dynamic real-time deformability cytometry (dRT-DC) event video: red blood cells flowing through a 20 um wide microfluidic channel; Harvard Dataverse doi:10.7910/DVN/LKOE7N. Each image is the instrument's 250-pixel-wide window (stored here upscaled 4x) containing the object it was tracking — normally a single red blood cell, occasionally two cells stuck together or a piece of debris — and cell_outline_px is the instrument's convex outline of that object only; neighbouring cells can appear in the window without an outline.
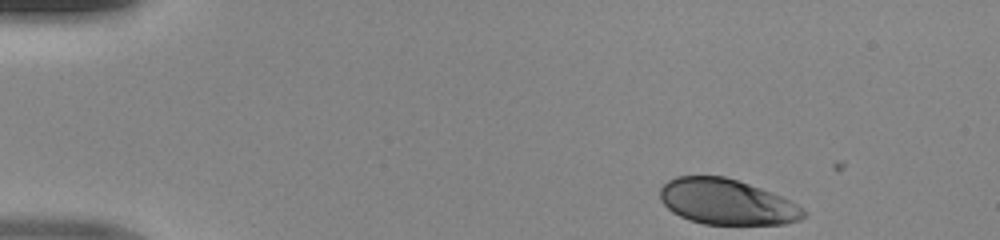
{"species": "human", "species_latin": "Homo sapiens", "temperature_condition": "room temperature", "stored_images_in_passage": 43, "camera_frame_rate_fps": 3000, "um_per_image_px": 0.085, "donor": {"sex": "male"}, "frame": {"image": 1, "passage_image": 1, "time_ms": 0.0, "image_size_px": [1000, 240], "cell_outline_px": [[808, 216], [800, 220], [784, 224], [704, 224], [688, 220], [672, 212], [660, 200], [660, 188], [668, 180], [676, 176], [724, 176], [760, 188], [780, 196], [804, 208], [808, 212]], "centroid_in_image_um": [61.78, 17.17], "position_along_channel_um": 23.2, "area_um2": 38.09}}
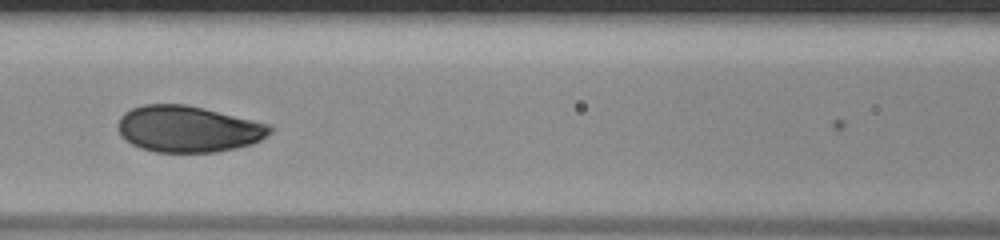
{"frame": {"image": 2, "passage_image": 17, "time_ms": 5.333, "image_size_px": [1000, 240], "cell_outline_px": [[276, 128], [272, 132], [260, 140], [252, 144], [236, 148], [216, 152], [156, 152], [140, 148], [124, 140], [120, 136], [116, 128], [116, 124], [120, 116], [124, 112], [132, 108], [144, 104], [184, 104], [204, 108], [272, 124]], "centroid_in_image_um": [15.99, 10.96], "position_along_channel_um": 150.6, "area_um2": 41.67}}
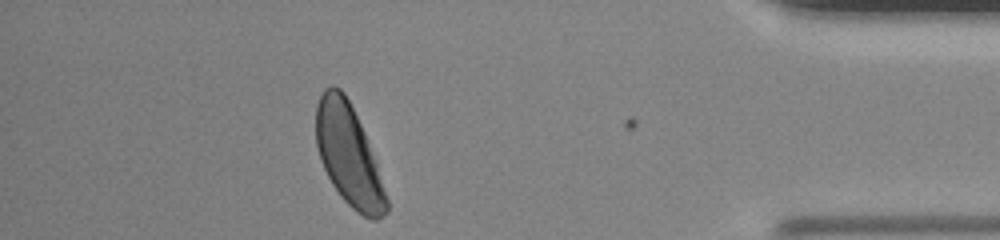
{"frame": {"image": 3, "passage_image": 38, "time_ms": 12.333, "image_size_px": [1000, 240], "cell_outline_px": [[388, 212], [376, 220], [372, 220], [356, 212], [340, 196], [332, 184], [320, 160], [316, 144], [316, 104], [324, 88], [332, 84], [340, 88], [344, 92], [364, 132], [376, 160], [388, 200]], "centroid_in_image_um": [29.63, 13.19], "position_along_channel_um": 405.6, "area_um2": 41.38}}